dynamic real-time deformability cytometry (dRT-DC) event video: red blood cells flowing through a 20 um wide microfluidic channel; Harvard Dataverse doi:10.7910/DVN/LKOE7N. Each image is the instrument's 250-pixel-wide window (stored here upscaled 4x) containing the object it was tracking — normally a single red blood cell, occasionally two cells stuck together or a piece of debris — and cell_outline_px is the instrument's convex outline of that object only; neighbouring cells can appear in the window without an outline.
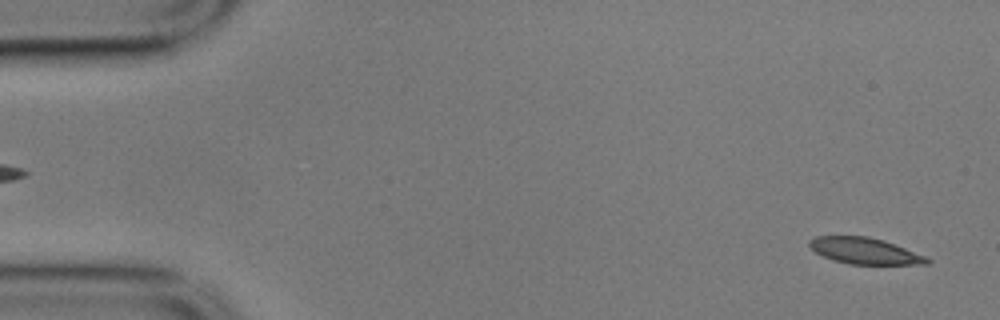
{"species": "common noctule bat (a hibernating species)", "species_latin": "Nyctalus noctula", "temperature_condition": "cold", "stored_images_in_passage": 56, "camera_frame_rate_fps": 3000, "um_per_image_px": 0.085, "animal": {"sex": "male", "body_mass_g": 17.9}, "frame": {"image": 1, "passage_image": 2, "time_ms": 0.333, "image_size_px": [1000, 320], "cell_outline_px": [[932, 260], [928, 264], [848, 264], [832, 260], [816, 252], [808, 244], [808, 240], [816, 236], [868, 236], [884, 240], [924, 256]], "centroid_in_image_um": [73.47, 21.32], "position_along_channel_um": 11.5, "area_um2": 17.86}}
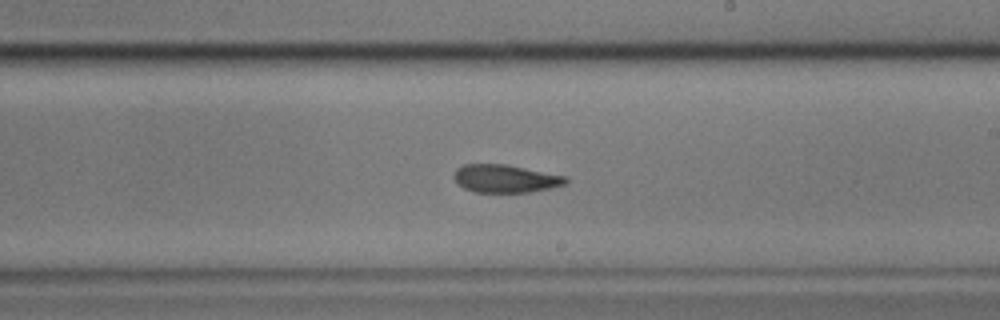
{"frame": {"image": 2, "passage_image": 32, "time_ms": 10.333, "image_size_px": [1000, 320], "cell_outline_px": [[568, 184], [552, 188], [528, 192], [476, 192], [464, 188], [456, 184], [452, 176], [456, 168], [464, 164], [508, 164], [568, 176]], "centroid_in_image_um": [42.97, 15.17], "position_along_channel_um": 246.0, "area_um2": 18.61}}
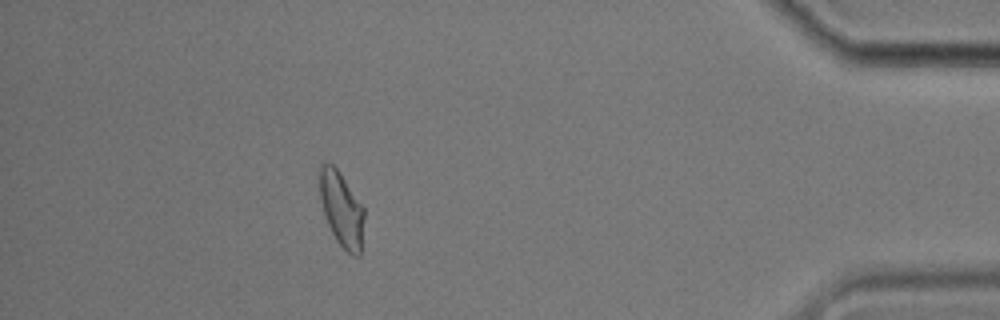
{"frame": {"image": 3, "passage_image": 50, "time_ms": 16.333, "image_size_px": [1000, 320], "cell_outline_px": [[364, 216], [360, 256], [352, 256], [336, 240], [324, 216], [320, 200], [316, 176], [320, 164], [324, 160], [332, 164], [340, 172], [364, 208]], "centroid_in_image_um": [28.97, 17.69], "position_along_channel_um": 406.2, "area_um2": 19.88}, "authors_computed_cell_mechanics": {"area_um2": 19.1896, "velocity_mm_per_s": 3.5032, "shape_relaxation_time_tau1_ms": 9.7727, "shape_relaxation_time_tau2_ms": 3.1294, "deformation_change_tau1": 0.2133, "deformation_change_tau2": 0.0963}}